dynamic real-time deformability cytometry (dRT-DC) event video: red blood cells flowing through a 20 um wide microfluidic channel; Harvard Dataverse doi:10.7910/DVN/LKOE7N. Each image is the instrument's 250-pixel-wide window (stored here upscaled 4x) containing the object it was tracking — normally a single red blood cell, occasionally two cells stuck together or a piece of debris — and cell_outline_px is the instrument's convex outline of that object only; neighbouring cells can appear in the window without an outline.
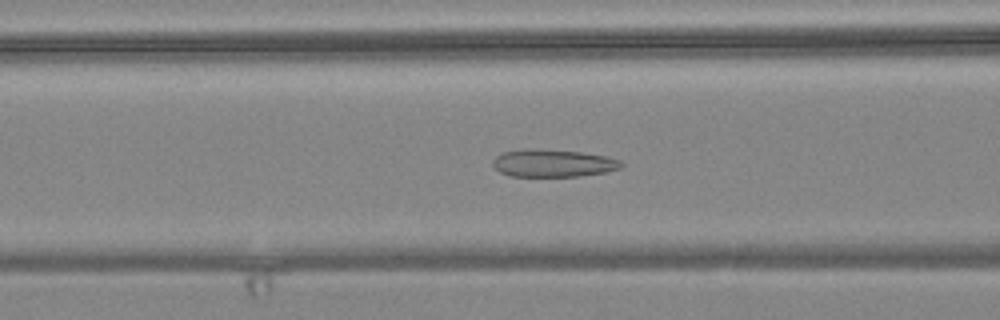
{"species": "common noctule bat (a hibernating species)", "species_latin": "Nyctalus noctula", "temperature_condition": "warm", "stored_images_in_passage": 45, "camera_frame_rate_fps": 3000, "um_per_image_px": 0.085, "animal": {"sex": "female", "body_mass_g": 24.6, "forearm_length_mm": 56.2}, "frame": {"image": 1, "passage_image": 11, "time_ms": 3.333, "image_size_px": [1000, 320], "cell_outline_px": [[624, 164], [620, 168], [604, 172], [580, 176], [512, 176], [500, 172], [492, 164], [492, 160], [496, 156], [504, 152], [528, 148], [536, 148], [580, 152], [608, 156], [620, 160]], "centroid_in_image_um": [47.01, 13.86], "position_along_channel_um": 119.6, "area_um2": 20.63}}
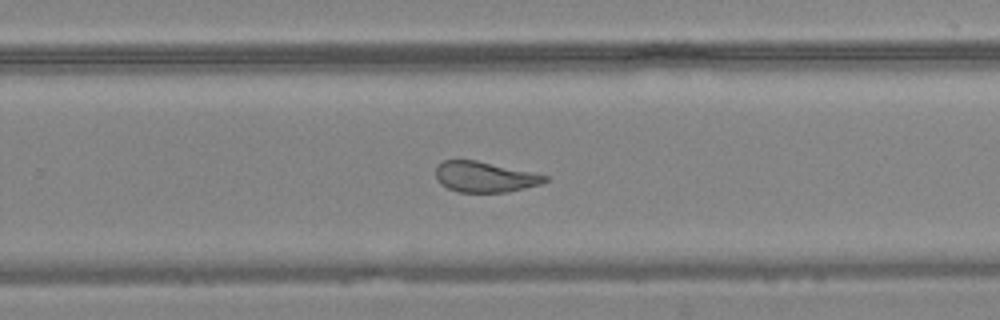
{"frame": {"image": 2, "passage_image": 25, "time_ms": 8.0, "image_size_px": [1000, 320], "cell_outline_px": [[548, 180], [540, 184], [508, 192], [460, 192], [448, 188], [440, 184], [436, 180], [436, 168], [444, 160], [476, 160], [548, 176]], "centroid_in_image_um": [41.17, 15.04], "position_along_channel_um": 288.6, "area_um2": 19.19}}
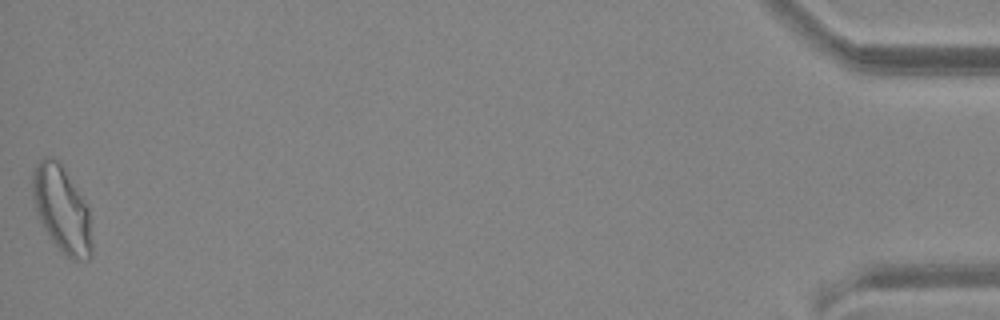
{"frame": {"image": 3, "passage_image": 45, "time_ms": 14.667, "image_size_px": [1000, 320], "cell_outline_px": [[92, 256], [88, 260], [72, 260], [52, 240], [40, 224], [36, 212], [32, 196], [32, 172], [40, 160], [44, 156], [52, 156], [60, 164], [88, 204], [92, 244]], "centroid_in_image_um": [5.25, 17.8], "position_along_channel_um": 429.9, "area_um2": 29.82}, "authors_computed_cell_mechanics": {"area_um2": 21.5594, "velocity_mm_per_s": 3.6346, "shape_relaxation_time_tau1_ms": null, "shape_relaxation_time_tau2_ms": 1.534, "deformation_change_tau1": null, "deformation_change_tau2": 0.0872}}